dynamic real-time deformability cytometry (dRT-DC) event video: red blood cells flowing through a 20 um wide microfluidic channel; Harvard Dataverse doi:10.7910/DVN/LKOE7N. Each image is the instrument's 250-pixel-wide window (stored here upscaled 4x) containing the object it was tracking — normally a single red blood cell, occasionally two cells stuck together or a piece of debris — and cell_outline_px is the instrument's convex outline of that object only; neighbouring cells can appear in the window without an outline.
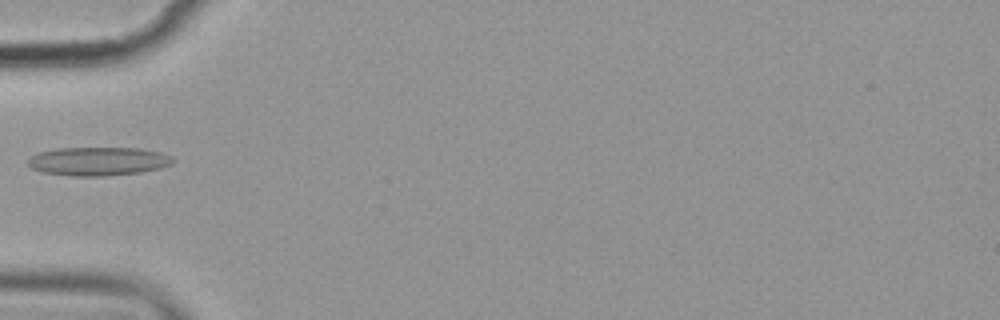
{"species": "common noctule bat (a hibernating species)", "species_latin": "Nyctalus noctula", "temperature_condition": "cold", "stored_images_in_passage": 5, "camera_frame_rate_fps": 3000, "um_per_image_px": 0.085, "animal": {"sex": "female", "body_mass_g": 19.9}, "frame": {"image": 1, "passage_image": 2, "time_ms": 1.333, "image_size_px": [1000, 320], "cell_outline_px": [[176, 160], [172, 164], [160, 168], [140, 172], [108, 176], [72, 176], [44, 172], [32, 168], [28, 164], [28, 160], [32, 156], [40, 152], [56, 148], [140, 148], [160, 152], [172, 156]], "centroid_in_image_um": [8.39, 13.71], "position_along_channel_um": 76.6, "area_um2": 24.16}}
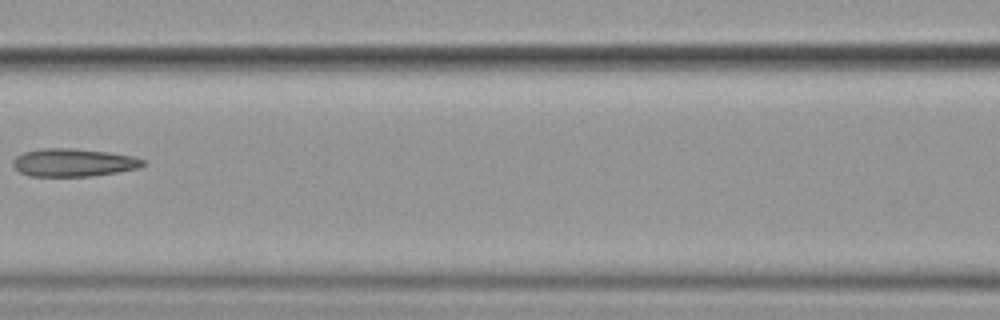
{"frame": {"image": 2, "passage_image": 4, "time_ms": 3.667, "image_size_px": [1000, 320], "cell_outline_px": [[144, 164], [140, 168], [92, 176], [28, 176], [20, 172], [12, 164], [12, 160], [16, 156], [24, 152], [44, 148], [72, 148], [108, 152], [132, 156], [144, 160]], "centroid_in_image_um": [6.22, 13.82], "position_along_channel_um": 160.4, "area_um2": 21.1}}
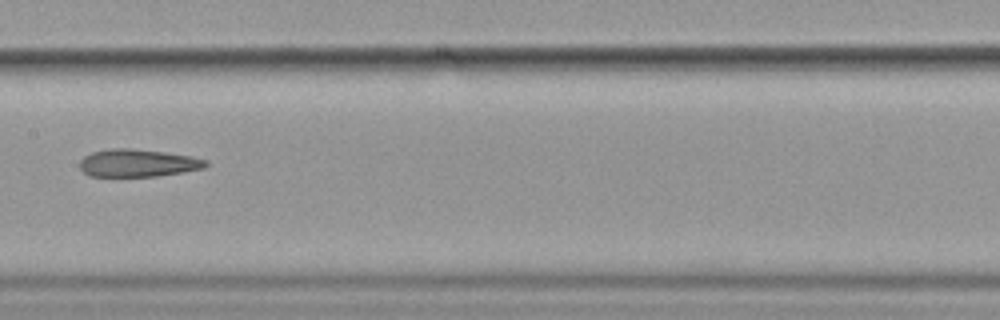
{"frame": {"image": 3, "passage_image": 5, "time_ms": 4.667, "image_size_px": [1000, 320], "cell_outline_px": [[208, 164], [204, 168], [184, 172], [156, 176], [88, 176], [80, 168], [80, 160], [84, 156], [92, 152], [112, 148], [132, 148], [164, 152], [192, 156], [208, 160]], "centroid_in_image_um": [11.73, 13.85], "position_along_channel_um": 195.7, "area_um2": 20.35}}